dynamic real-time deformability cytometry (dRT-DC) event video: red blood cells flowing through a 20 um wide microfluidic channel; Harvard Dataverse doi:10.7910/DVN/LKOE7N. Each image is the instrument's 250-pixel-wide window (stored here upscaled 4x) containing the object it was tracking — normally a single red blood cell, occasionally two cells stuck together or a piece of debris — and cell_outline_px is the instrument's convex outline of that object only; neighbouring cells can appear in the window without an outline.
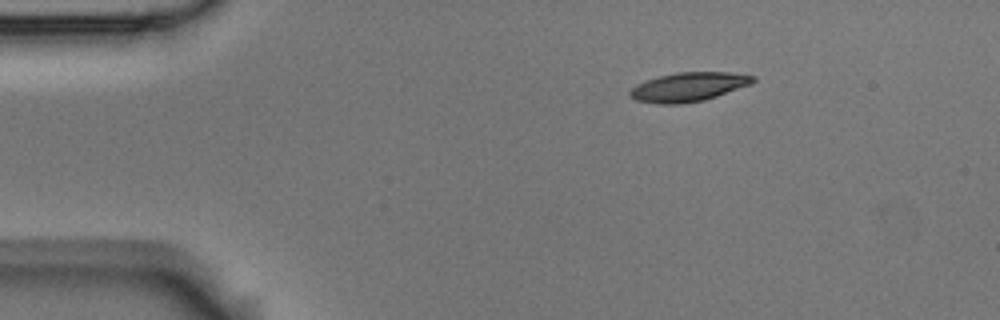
{"species": "Egyptian fruit bat (a non-hibernating species)", "species_latin": "Rousettus aegyptiacus", "temperature_condition": "room temperature", "stored_images_in_passage": 3, "camera_frame_rate_fps": 3000, "um_per_image_px": 0.085, "animal": {"sex": "male"}, "frame": {"image": 1, "passage_image": 1, "time_ms": 0.0, "image_size_px": [1000, 320], "cell_outline_px": [[756, 80], [752, 84], [704, 100], [680, 104], [660, 104], [636, 100], [628, 92], [636, 84], [644, 80], [676, 72], [728, 72], [756, 76]], "centroid_in_image_um": [58.54, 7.38], "position_along_channel_um": 26.5, "area_um2": 20.81}}